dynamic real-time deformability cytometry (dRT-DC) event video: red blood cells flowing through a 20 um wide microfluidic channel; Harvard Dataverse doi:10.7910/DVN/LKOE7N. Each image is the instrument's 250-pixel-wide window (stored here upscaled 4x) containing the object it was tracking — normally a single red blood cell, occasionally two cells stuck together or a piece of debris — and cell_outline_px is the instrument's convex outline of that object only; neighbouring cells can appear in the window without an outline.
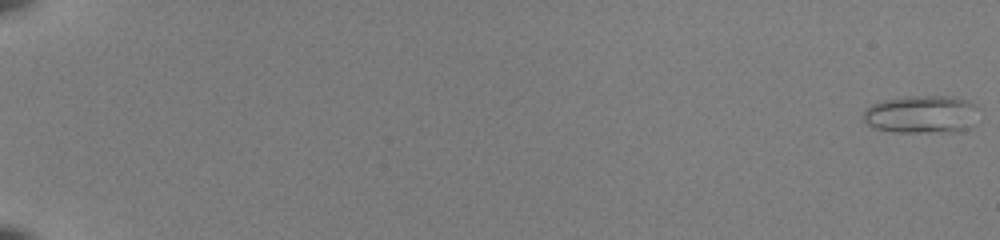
{"species": "common noctule bat (a hibernating species)", "species_latin": "Nyctalus noctula", "temperature_condition": "room temperature", "stored_images_in_passage": 54, "camera_frame_rate_fps": 3000, "um_per_image_px": 0.085, "animal": {"sex": "female", "body_mass_g": 22.0, "forearm_length_mm": 56.7}, "frame": {"image": 1, "passage_image": 1, "time_ms": 0.0, "image_size_px": [1000, 240], "cell_outline_px": [[972, 104], [964, 128], [916, 132], [900, 132], [876, 128], [868, 124], [864, 120], [864, 112], [872, 104], [888, 100], [924, 96], [932, 96], [964, 100]], "centroid_in_image_um": [78.08, 9.71], "position_along_channel_um": 6.9, "area_um2": 22.77}}
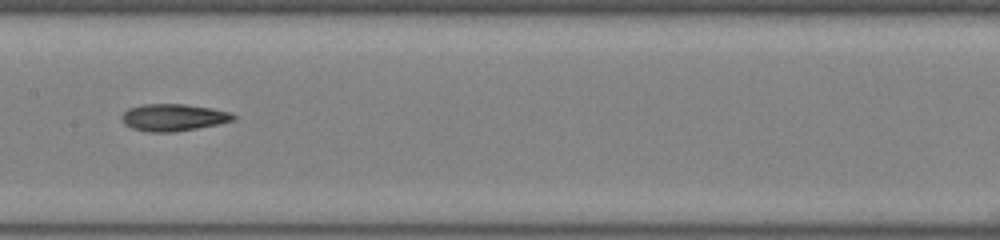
{"frame": {"image": 2, "passage_image": 31, "time_ms": 10.0, "image_size_px": [1000, 240], "cell_outline_px": [[236, 120], [196, 128], [172, 132], [148, 132], [132, 128], [124, 124], [120, 116], [128, 108], [144, 104], [184, 104], [212, 108], [228, 112], [236, 116]], "centroid_in_image_um": [14.7, 9.98], "position_along_channel_um": 192.7, "area_um2": 17.51}}
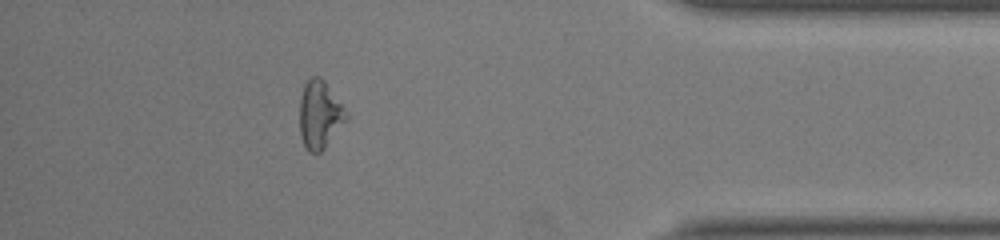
{"frame": {"image": 3, "passage_image": 49, "time_ms": 16.0, "image_size_px": [1000, 240], "cell_outline_px": [[348, 116], [324, 148], [320, 152], [308, 152], [300, 136], [300, 96], [304, 84], [312, 76], [320, 76], [324, 80], [348, 112]], "centroid_in_image_um": [27.16, 9.72], "position_along_channel_um": 408.0, "area_um2": 18.21}, "authors_computed_cell_mechanics": {"area_um2": 17.6868, "velocity_mm_per_s": 4.0384, "shape_relaxation_time_tau1_ms": 6.1278, "shape_relaxation_time_tau2_ms": 1.9125, "deformation_change_tau1": 0.1817, "deformation_change_tau2": 0.0839}}